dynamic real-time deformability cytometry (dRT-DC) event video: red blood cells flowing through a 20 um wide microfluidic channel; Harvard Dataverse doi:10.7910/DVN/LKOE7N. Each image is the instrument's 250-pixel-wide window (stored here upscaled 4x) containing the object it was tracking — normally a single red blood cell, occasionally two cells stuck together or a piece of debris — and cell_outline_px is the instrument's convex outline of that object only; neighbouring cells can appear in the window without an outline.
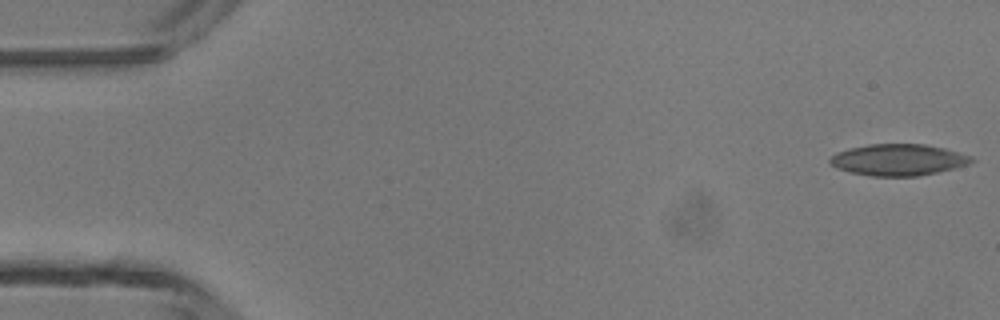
{"species": "common noctule bat (a hibernating species)", "species_latin": "Nyctalus noctula", "temperature_condition": "room temperature", "stored_images_in_passage": 5, "camera_frame_rate_fps": 3000, "um_per_image_px": 0.085, "animal": {"sex": "male", "body_mass_g": 13.3}, "frame": {"image": 1, "passage_image": 1, "time_ms": 0.0, "image_size_px": [1000, 320], "cell_outline_px": [[976, 160], [968, 164], [936, 172], [916, 176], [872, 176], [852, 172], [840, 168], [832, 164], [828, 160], [836, 152], [868, 144], [924, 144], [944, 148], [972, 156]], "centroid_in_image_um": [76.38, 13.57], "position_along_channel_um": 8.6, "area_um2": 25.55}}